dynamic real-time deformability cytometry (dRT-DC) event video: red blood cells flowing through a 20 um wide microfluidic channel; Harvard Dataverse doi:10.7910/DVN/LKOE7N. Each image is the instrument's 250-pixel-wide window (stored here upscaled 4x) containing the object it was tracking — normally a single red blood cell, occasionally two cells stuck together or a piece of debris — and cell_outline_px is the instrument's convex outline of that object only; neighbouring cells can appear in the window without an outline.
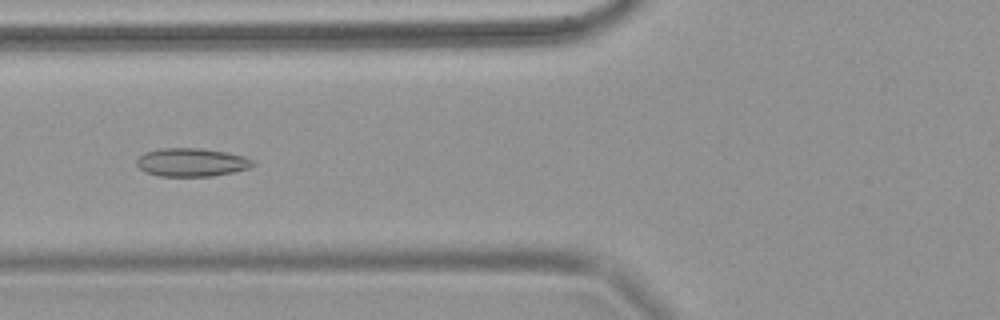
{"species": "common noctule bat (a hibernating species)", "species_latin": "Nyctalus noctula", "temperature_condition": "warm", "stored_images_in_passage": 69, "camera_frame_rate_fps": 3000, "um_per_image_px": 0.085, "animal": {"sex": "female", "body_mass_g": 18.4}, "frame": {"image": 1, "passage_image": 28, "time_ms": 9.0, "image_size_px": [1000, 320], "cell_outline_px": [[256, 164], [248, 168], [232, 172], [212, 176], [160, 176], [144, 172], [136, 164], [136, 160], [144, 152], [160, 148], [200, 148], [224, 152], [244, 156], [252, 160]], "centroid_in_image_um": [16.25, 13.79], "position_along_channel_um": 109.6, "area_um2": 19.13}}
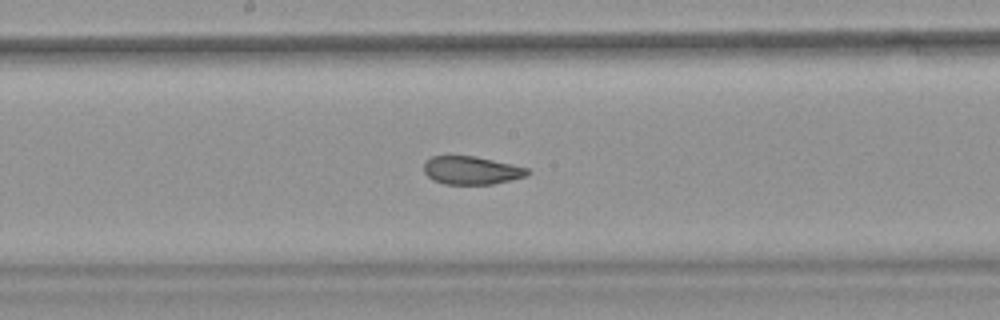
{"frame": {"image": 2, "passage_image": 38, "time_ms": 12.333, "image_size_px": [1000, 320], "cell_outline_px": [[532, 172], [528, 176], [512, 180], [492, 184], [444, 184], [432, 180], [424, 172], [424, 160], [432, 156], [476, 156], [528, 168]], "centroid_in_image_um": [40.08, 14.48], "position_along_channel_um": 208.1, "area_um2": 17.17}}
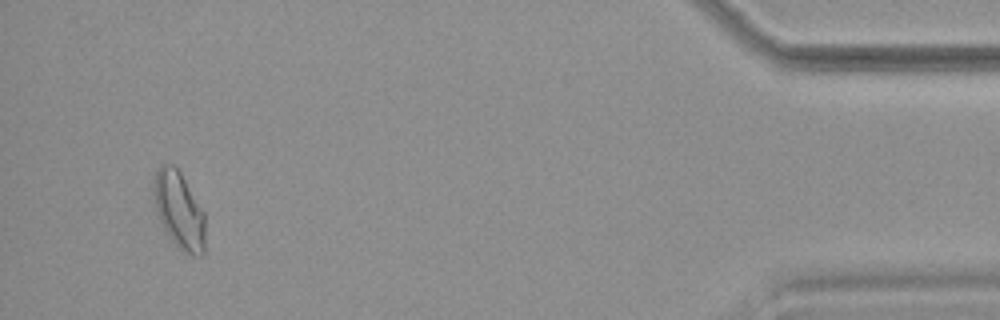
{"frame": {"image": 3, "passage_image": 66, "time_ms": 21.667, "image_size_px": [1000, 320], "cell_outline_px": [[204, 256], [192, 256], [180, 252], [176, 248], [168, 236], [160, 220], [156, 208], [152, 184], [156, 172], [160, 164], [172, 164], [180, 172], [204, 212]], "centroid_in_image_um": [15.22, 17.92], "position_along_channel_um": 420.0, "area_um2": 23.24}}